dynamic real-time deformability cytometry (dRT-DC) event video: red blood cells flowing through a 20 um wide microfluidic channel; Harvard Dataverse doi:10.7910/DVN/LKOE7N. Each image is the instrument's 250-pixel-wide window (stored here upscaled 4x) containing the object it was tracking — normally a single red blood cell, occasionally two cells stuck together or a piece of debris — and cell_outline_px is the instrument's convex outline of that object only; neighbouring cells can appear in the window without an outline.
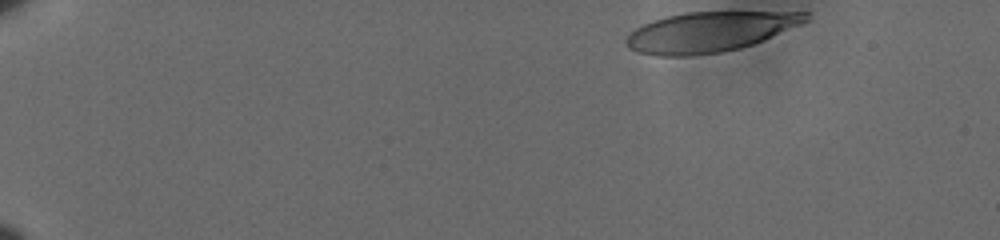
{"species": "human", "species_latin": "Homo sapiens", "temperature_condition": "cold", "stored_images_in_passage": 47, "camera_frame_rate_fps": 3000, "um_per_image_px": 0.085, "donor": {"sex": "male"}, "frame": {"image": 1, "passage_image": 1, "time_ms": 0.0, "image_size_px": [1000, 240], "cell_outline_px": [[812, 12], [808, 20], [800, 24], [764, 40], [740, 48], [720, 52], [692, 56], [656, 56], [636, 52], [628, 48], [624, 44], [624, 40], [636, 28], [652, 20], [684, 12]], "centroid_in_image_um": [60.29, 2.71], "position_along_channel_um": 24.7, "area_um2": 41.91}}
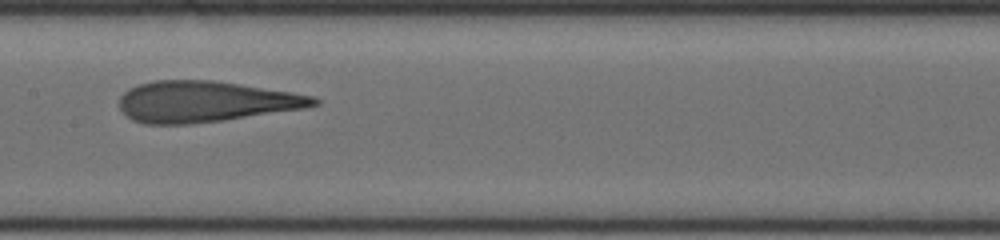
{"frame": {"image": 2, "passage_image": 26, "time_ms": 8.333, "image_size_px": [1000, 240], "cell_outline_px": [[320, 104], [304, 108], [224, 120], [192, 124], [144, 124], [132, 120], [120, 108], [120, 96], [128, 88], [136, 84], [156, 80], [212, 80], [240, 84], [292, 92], [316, 96], [320, 100]], "centroid_in_image_um": [17.45, 8.63], "position_along_channel_um": 190.0, "area_um2": 46.53}}
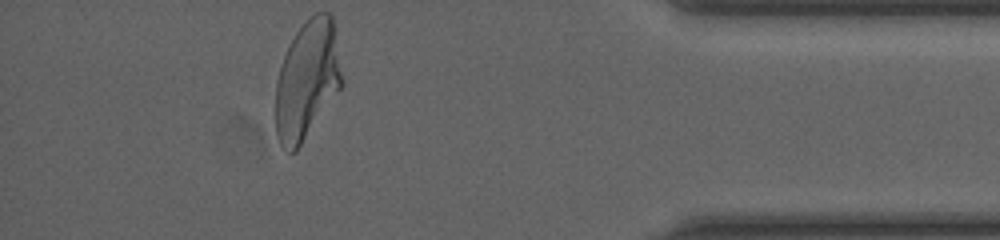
{"frame": {"image": 3, "passage_image": 47, "time_ms": 15.333, "image_size_px": [1000, 240], "cell_outline_px": [[344, 84], [296, 152], [288, 152], [280, 144], [276, 136], [276, 80], [284, 56], [296, 32], [316, 12], [332, 12], [344, 80]], "centroid_in_image_um": [26.13, 6.82], "position_along_channel_um": 409.1, "area_um2": 46.01}, "authors_computed_cell_mechanics": {"area_um2": 45.662, "velocity_mm_per_s": 3.5879, "shape_relaxation_time_tau1_ms": 7.2005, "shape_relaxation_time_tau2_ms": 1.4538, "deformation_change_tau1": 0.2794, "deformation_change_tau2": 0.1156}}